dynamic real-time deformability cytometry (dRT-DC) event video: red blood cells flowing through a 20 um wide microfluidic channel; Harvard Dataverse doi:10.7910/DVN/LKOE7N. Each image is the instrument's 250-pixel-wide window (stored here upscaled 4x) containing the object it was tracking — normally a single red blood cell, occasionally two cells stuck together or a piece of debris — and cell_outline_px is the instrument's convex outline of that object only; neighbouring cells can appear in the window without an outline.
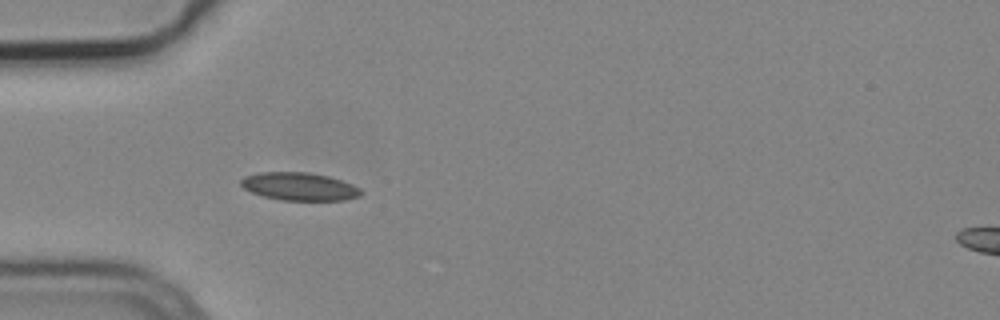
{"species": "common noctule bat (a hibernating species)", "species_latin": "Nyctalus noctula", "temperature_condition": "cold", "stored_images_in_passage": 6, "camera_frame_rate_fps": 3000, "um_per_image_px": 0.085, "animal": {"sex": "male", "body_mass_g": 19.2, "forearm_length_mm": 51.8}, "frame": {"image": 1, "passage_image": 4, "time_ms": 1.0, "image_size_px": [1000, 320], "cell_outline_px": [[364, 192], [360, 196], [344, 200], [280, 200], [264, 196], [252, 192], [244, 188], [240, 184], [240, 180], [244, 176], [260, 172], [308, 172], [328, 176], [352, 184], [360, 188]], "centroid_in_image_um": [25.45, 15.85], "position_along_channel_um": 59.5, "area_um2": 19.54}}
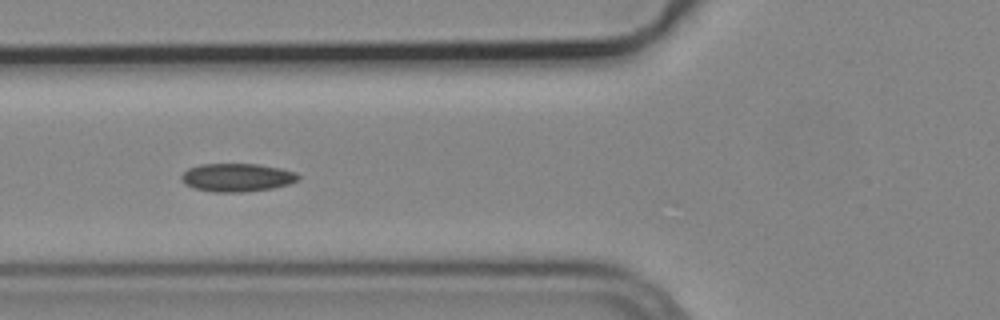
{"frame": {"image": 2, "passage_image": 5, "time_ms": 1.333, "image_size_px": [1000, 320], "cell_outline_px": [[300, 180], [288, 184], [272, 188], [244, 192], [212, 192], [196, 188], [184, 184], [180, 180], [180, 176], [188, 168], [200, 164], [260, 164], [280, 168], [296, 172], [300, 176]], "centroid_in_image_um": [20.14, 15.08], "position_along_channel_um": 105.7, "area_um2": 19.36}}
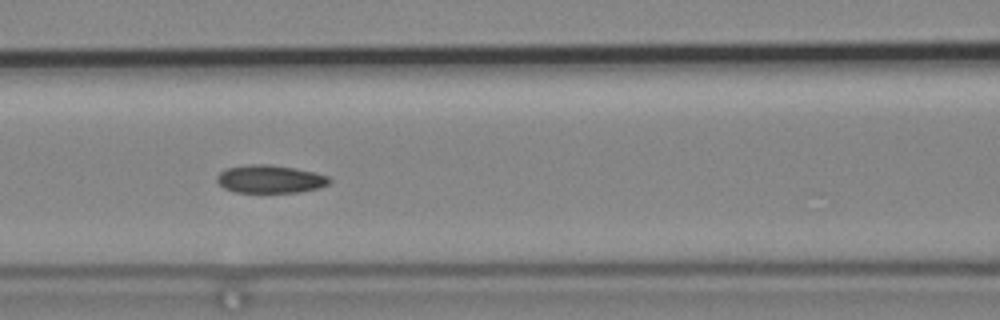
{"frame": {"image": 3, "passage_image": 6, "time_ms": 1.667, "image_size_px": [1000, 320], "cell_outline_px": [[332, 180], [328, 184], [320, 188], [300, 192], [236, 192], [224, 188], [216, 180], [216, 176], [220, 172], [228, 168], [252, 164], [272, 164], [296, 168], [316, 172], [328, 176]], "centroid_in_image_um": [23.0, 15.22], "position_along_channel_um": 143.6, "area_um2": 18.44}}